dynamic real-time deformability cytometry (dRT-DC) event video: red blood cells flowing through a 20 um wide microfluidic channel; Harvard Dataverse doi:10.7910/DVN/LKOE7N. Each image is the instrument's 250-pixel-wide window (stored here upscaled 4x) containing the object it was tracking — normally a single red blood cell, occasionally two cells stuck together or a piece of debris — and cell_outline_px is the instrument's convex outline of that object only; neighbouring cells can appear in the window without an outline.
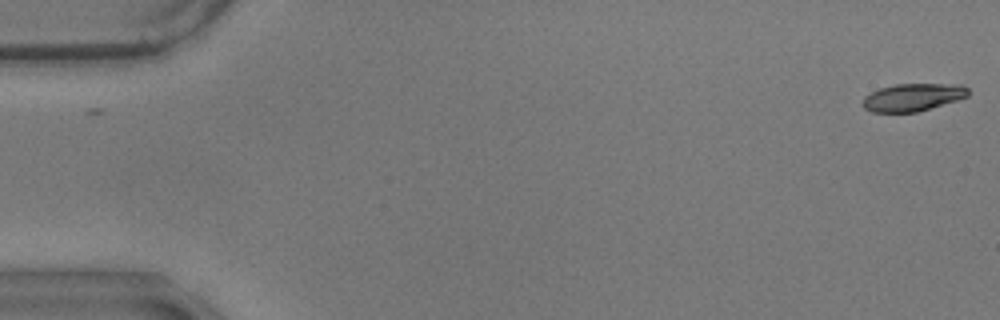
{"species": "common noctule bat (a hibernating species)", "species_latin": "Nyctalus noctula", "temperature_condition": "warm", "stored_images_in_passage": 52, "camera_frame_rate_fps": 3000, "um_per_image_px": 0.085, "animal": {"sex": "male", "body_mass_g": 17.9}, "frame": {"image": 1, "passage_image": 1, "time_ms": 0.0, "image_size_px": [1000, 320], "cell_outline_px": [[968, 96], [956, 100], [916, 112], [872, 112], [864, 108], [864, 96], [880, 88], [896, 84], [964, 84], [968, 88]], "centroid_in_image_um": [77.6, 8.26], "position_along_channel_um": 7.4, "area_um2": 16.76}}
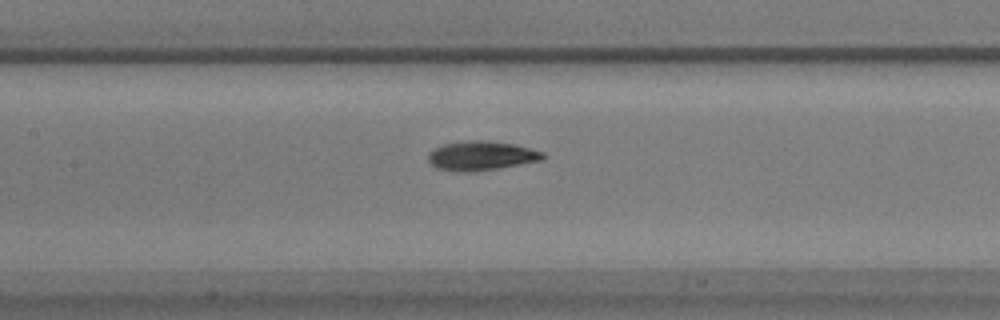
{"frame": {"image": 2, "passage_image": 27, "time_ms": 8.667, "image_size_px": [1000, 320], "cell_outline_px": [[544, 156], [540, 160], [496, 168], [472, 172], [460, 172], [436, 168], [428, 160], [428, 152], [432, 148], [444, 144], [468, 140], [484, 140], [512, 144], [544, 152]], "centroid_in_image_um": [40.82, 13.23], "position_along_channel_um": 166.6, "area_um2": 19.31}}
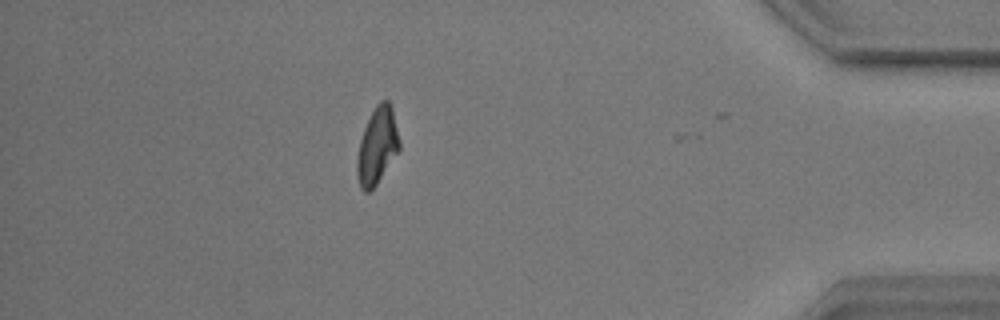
{"frame": {"image": 3, "passage_image": 51, "time_ms": 16.667, "image_size_px": [1000, 320], "cell_outline_px": [[400, 148], [376, 184], [368, 192], [364, 192], [360, 188], [356, 176], [356, 160], [360, 140], [364, 128], [376, 104], [380, 100], [388, 100], [392, 108], [400, 140]], "centroid_in_image_um": [32.04, 12.4], "position_along_channel_um": 403.2, "area_um2": 18.79}, "authors_computed_cell_mechanics": {"area_um2": 18.6116, "velocity_mm_per_s": 3.4949, "shape_relaxation_time_tau1_ms": 3.5502, "shape_relaxation_time_tau2_ms": 2.8267, "deformation_change_tau1": 0.1612, "deformation_change_tau2": 0.0871}}